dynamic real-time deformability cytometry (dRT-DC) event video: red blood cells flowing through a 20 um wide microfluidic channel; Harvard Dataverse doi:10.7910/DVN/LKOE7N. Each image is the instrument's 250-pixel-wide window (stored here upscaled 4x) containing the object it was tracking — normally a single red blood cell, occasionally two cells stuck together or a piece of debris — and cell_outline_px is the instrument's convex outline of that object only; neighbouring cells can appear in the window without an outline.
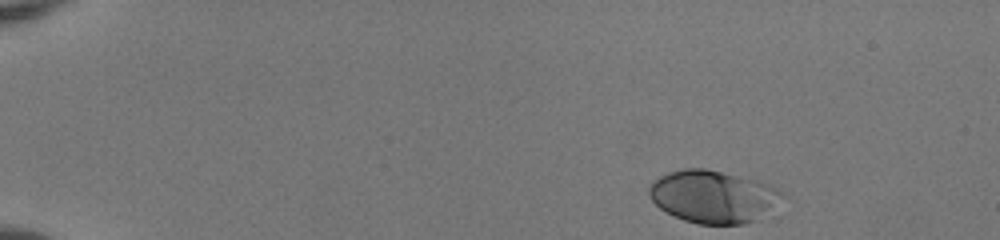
{"species": "human", "species_latin": "Homo sapiens", "temperature_condition": "room temperature", "stored_images_in_passage": 47, "camera_frame_rate_fps": 3000, "um_per_image_px": 0.085, "donor": {"sex": "female"}, "frame": {"image": 1, "passage_image": 1, "time_ms": 0.0, "image_size_px": [1000, 240], "cell_outline_px": [[780, 192], [756, 220], [744, 224], [700, 224], [684, 220], [660, 208], [652, 200], [648, 192], [648, 188], [660, 176], [668, 172], [684, 168], [704, 168], [756, 180], [768, 184], [776, 188]], "centroid_in_image_um": [60.48, 16.69], "position_along_channel_um": 24.5, "area_um2": 39.25}}
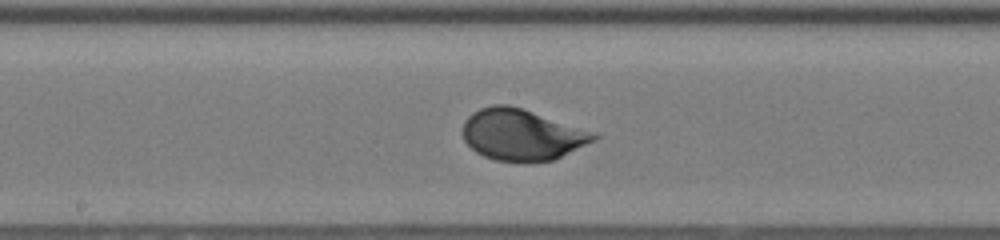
{"frame": {"image": 2, "passage_image": 24, "time_ms": 7.667, "image_size_px": [1000, 240], "cell_outline_px": [[600, 136], [596, 140], [552, 160], [524, 164], [520, 164], [496, 160], [484, 156], [476, 152], [464, 140], [464, 120], [472, 112], [480, 108], [492, 104], [508, 104], [600, 132]], "centroid_in_image_um": [44.41, 11.46], "position_along_channel_um": 203.8, "area_um2": 39.82}}
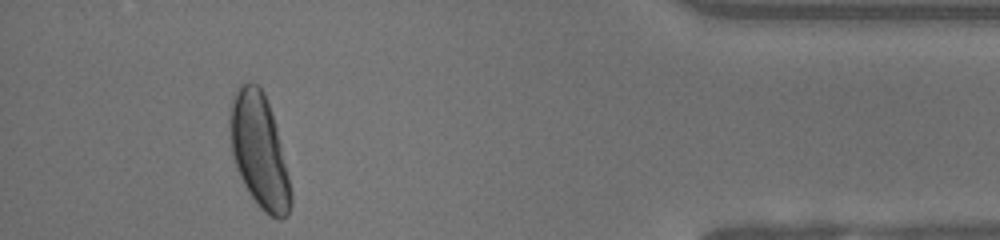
{"frame": {"image": 3, "passage_image": 43, "time_ms": 14.0, "image_size_px": [1000, 240], "cell_outline_px": [[292, 204], [288, 216], [280, 220], [264, 212], [256, 204], [248, 192], [236, 168], [232, 152], [228, 132], [228, 112], [232, 96], [236, 88], [240, 84], [248, 80], [252, 80], [264, 92], [276, 128], [292, 192]], "centroid_in_image_um": [21.99, 12.8], "position_along_channel_um": 413.2, "area_um2": 40.75}, "authors_computed_cell_mechanics": {"area_um2": 38.6682, "velocity_mm_per_s": 3.9487, "shape_relaxation_time_tau1_ms": 2.4443, "shape_relaxation_time_tau2_ms": null, "deformation_change_tau1": 0.1589, "deformation_change_tau2": null}}